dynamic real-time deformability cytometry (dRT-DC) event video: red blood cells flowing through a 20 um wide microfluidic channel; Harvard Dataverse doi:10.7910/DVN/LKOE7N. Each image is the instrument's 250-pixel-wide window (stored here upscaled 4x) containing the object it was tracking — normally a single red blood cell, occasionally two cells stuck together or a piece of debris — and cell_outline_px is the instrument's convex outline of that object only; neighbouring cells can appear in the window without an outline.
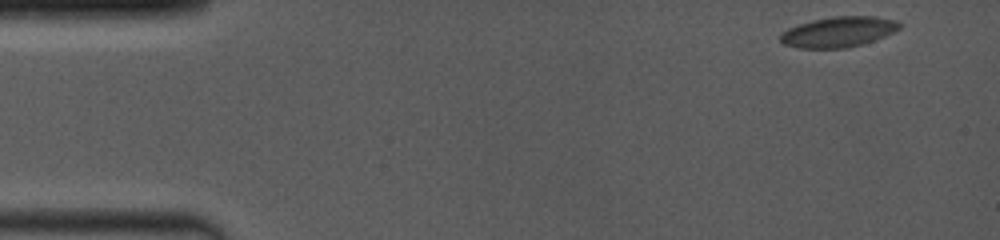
{"species": "common noctule bat (a hibernating species)", "species_latin": "Nyctalus noctula", "temperature_condition": "room temperature", "stored_images_in_passage": 32, "camera_frame_rate_fps": 4000, "um_per_image_px": 0.085, "animal": {"sex": "female", "body_mass_g": 19.0, "forearm_length_mm": 53.3}, "frame": {"image": 1, "passage_image": 1, "time_ms": 0.0, "image_size_px": [1000, 240], "cell_outline_px": [[904, 24], [900, 28], [884, 36], [860, 44], [844, 48], [796, 48], [784, 44], [780, 40], [780, 32], [788, 28], [800, 24], [816, 20], [836, 16], [872, 16], [896, 20]], "centroid_in_image_um": [71.26, 2.71], "position_along_channel_um": 13.7, "area_um2": 20.87}}
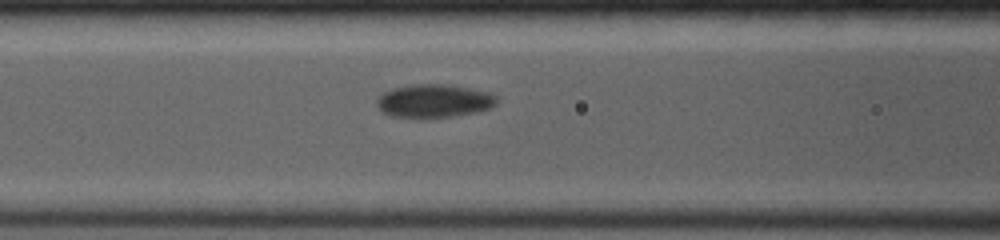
{"frame": {"image": 2, "passage_image": 20, "time_ms": 6.0, "image_size_px": [1000, 240], "cell_outline_px": [[496, 104], [492, 108], [476, 112], [452, 116], [392, 116], [384, 112], [376, 104], [376, 100], [384, 92], [392, 88], [412, 84], [444, 84], [468, 88], [488, 92], [496, 96]], "centroid_in_image_um": [36.91, 8.55], "position_along_channel_um": 129.7, "area_um2": 22.72}}
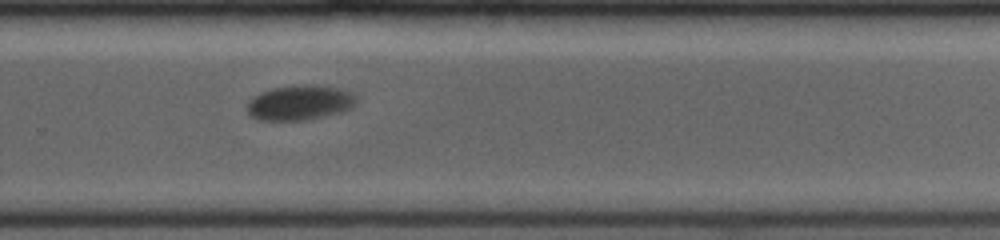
{"frame": {"image": 3, "passage_image": 32, "time_ms": 10.5, "image_size_px": [1000, 240], "cell_outline_px": [[356, 104], [352, 108], [344, 112], [304, 120], [256, 120], [248, 112], [248, 100], [252, 96], [260, 92], [276, 88], [312, 84], [316, 84], [340, 88], [352, 92], [356, 96]], "centroid_in_image_um": [25.52, 8.73], "position_along_channel_um": 304.3, "area_um2": 22.37}}